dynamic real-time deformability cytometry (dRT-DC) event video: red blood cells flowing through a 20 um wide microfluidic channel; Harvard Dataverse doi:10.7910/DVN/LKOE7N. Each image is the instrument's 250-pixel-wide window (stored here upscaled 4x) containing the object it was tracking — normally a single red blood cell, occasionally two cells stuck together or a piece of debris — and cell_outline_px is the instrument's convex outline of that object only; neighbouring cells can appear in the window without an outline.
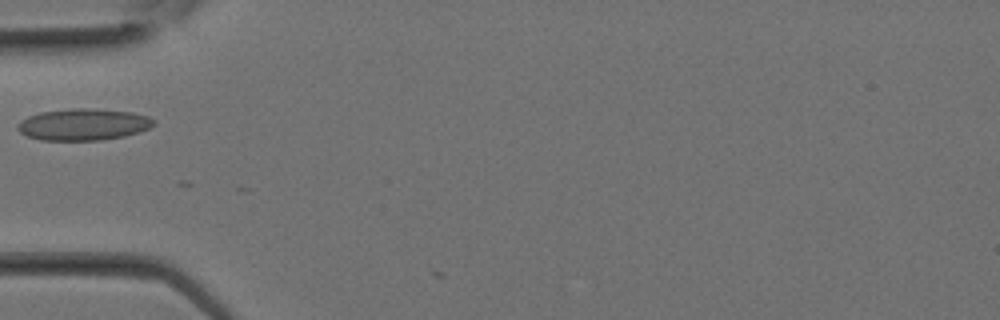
{"species": "Egyptian fruit bat (a non-hibernating species)", "species_latin": "Rousettus aegyptiacus", "temperature_condition": "room temperature", "stored_images_in_passage": 25, "camera_frame_rate_fps": 3000, "um_per_image_px": 0.085, "animal": {"sex": "female"}, "frame": {"image": 1, "passage_image": 6, "time_ms": 1.667, "image_size_px": [1000, 320], "cell_outline_px": [[156, 124], [148, 128], [124, 136], [100, 140], [40, 140], [28, 136], [20, 132], [16, 128], [16, 124], [20, 120], [28, 116], [40, 112], [72, 108], [88, 108], [132, 112], [148, 116], [156, 120]], "centroid_in_image_um": [7.06, 10.57], "position_along_channel_um": 77.9, "area_um2": 25.14}}
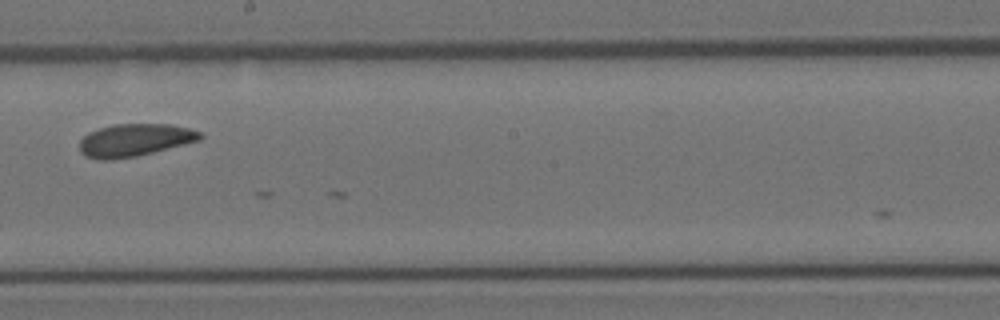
{"frame": {"image": 2, "passage_image": 13, "time_ms": 4.0, "image_size_px": [1000, 320], "cell_outline_px": [[204, 136], [200, 140], [136, 156], [112, 160], [96, 160], [84, 156], [80, 152], [80, 140], [88, 132], [100, 128], [116, 124], [168, 124], [188, 128], [200, 132]], "centroid_in_image_um": [11.4, 11.92], "position_along_channel_um": 236.8, "area_um2": 22.83}}
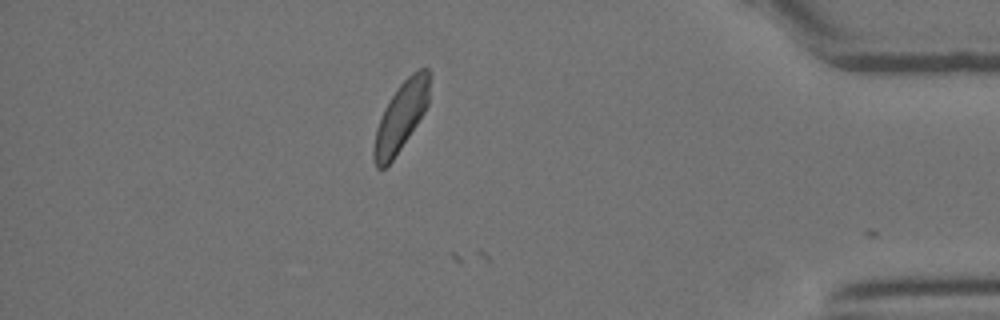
{"frame": {"image": 3, "passage_image": 22, "time_ms": 7.0, "image_size_px": [1000, 320], "cell_outline_px": [[428, 104], [424, 112], [392, 160], [384, 168], [376, 168], [372, 160], [372, 148], [376, 128], [384, 108], [396, 88], [412, 72], [420, 68], [428, 68]], "centroid_in_image_um": [34.02, 9.94], "position_along_channel_um": 401.2, "area_um2": 21.96}}